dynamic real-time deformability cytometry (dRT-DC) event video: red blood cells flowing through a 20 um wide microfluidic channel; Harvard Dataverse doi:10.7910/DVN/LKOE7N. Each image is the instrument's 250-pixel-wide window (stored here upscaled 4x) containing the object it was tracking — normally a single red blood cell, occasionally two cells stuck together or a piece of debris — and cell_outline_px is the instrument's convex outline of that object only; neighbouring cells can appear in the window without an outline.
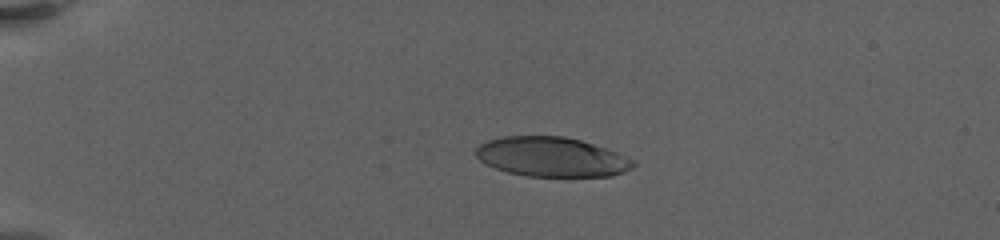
{"species": "human", "species_latin": "Homo sapiens", "temperature_condition": "warm", "stored_images_in_passage": 8, "camera_frame_rate_fps": 3000, "um_per_image_px": 0.085, "donor": {"sex": "female"}, "frame": {"image": 1, "passage_image": 5, "time_ms": 4.667, "image_size_px": [1000, 240], "cell_outline_px": [[636, 164], [632, 168], [624, 172], [612, 176], [528, 176], [508, 172], [484, 164], [476, 156], [476, 148], [480, 144], [488, 140], [504, 136], [564, 136], [580, 140], [616, 152], [636, 160]], "centroid_in_image_um": [46.9, 13.34], "position_along_channel_um": 38.1, "area_um2": 36.24}}
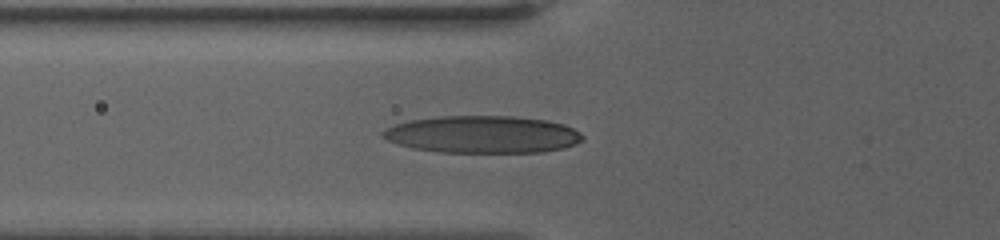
{"frame": {"image": 2, "passage_image": 8, "time_ms": 8.0, "image_size_px": [1000, 240], "cell_outline_px": [[584, 140], [576, 144], [564, 148], [544, 152], [440, 152], [412, 148], [388, 140], [380, 132], [396, 124], [412, 120], [440, 116], [516, 116], [548, 120], [564, 124], [580, 132], [584, 136]], "centroid_in_image_um": [41.09, 11.42], "position_along_channel_um": 84.7, "area_um2": 43.41}}